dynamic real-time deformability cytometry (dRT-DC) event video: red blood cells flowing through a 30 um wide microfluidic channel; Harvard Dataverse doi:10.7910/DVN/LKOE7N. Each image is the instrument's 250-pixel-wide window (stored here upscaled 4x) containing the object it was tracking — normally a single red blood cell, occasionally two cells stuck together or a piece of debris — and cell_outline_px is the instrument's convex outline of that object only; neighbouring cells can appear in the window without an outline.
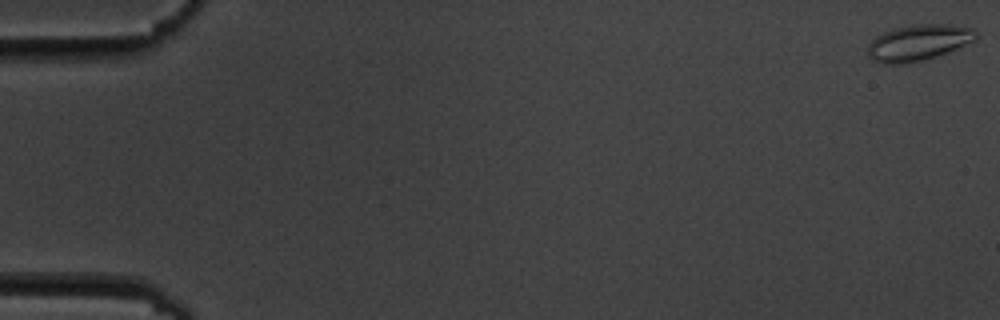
{"species": "common noctule bat (a hibernating species)", "species_latin": "Nyctalus noctula", "temperature_condition": "cold", "stored_images_in_passage": 6, "camera_frame_rate_fps": 3000, "um_per_image_px": 0.085, "animal": {"sex": "male", "body_mass_g": 19.5, "forearm_length_mm": 54.6}, "frame": {"image": 1, "passage_image": 1, "time_ms": 0.0, "image_size_px": [1000, 320], "cell_outline_px": [[980, 36], [976, 40], [956, 48], [920, 60], [904, 64], [884, 64], [872, 60], [868, 56], [868, 44], [876, 36], [884, 32], [896, 28], [912, 24], [948, 24], [972, 28]], "centroid_in_image_um": [78.05, 3.61], "position_along_channel_um": 7.0, "area_um2": 22.48}}
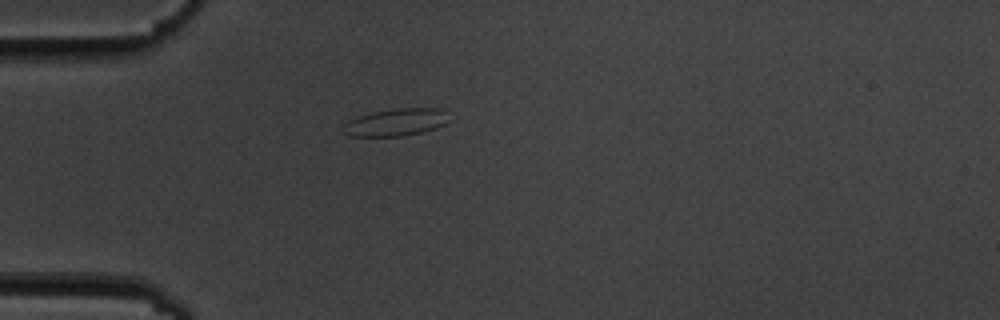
{"frame": {"image": 2, "passage_image": 5, "time_ms": 5.333, "image_size_px": [1000, 320], "cell_outline_px": [[452, 120], [448, 124], [424, 132], [404, 136], [348, 136], [340, 132], [340, 128], [348, 120], [356, 116], [372, 112], [396, 108], [440, 108]], "centroid_in_image_um": [33.64, 10.4], "position_along_channel_um": 51.4, "area_um2": 17.4}}